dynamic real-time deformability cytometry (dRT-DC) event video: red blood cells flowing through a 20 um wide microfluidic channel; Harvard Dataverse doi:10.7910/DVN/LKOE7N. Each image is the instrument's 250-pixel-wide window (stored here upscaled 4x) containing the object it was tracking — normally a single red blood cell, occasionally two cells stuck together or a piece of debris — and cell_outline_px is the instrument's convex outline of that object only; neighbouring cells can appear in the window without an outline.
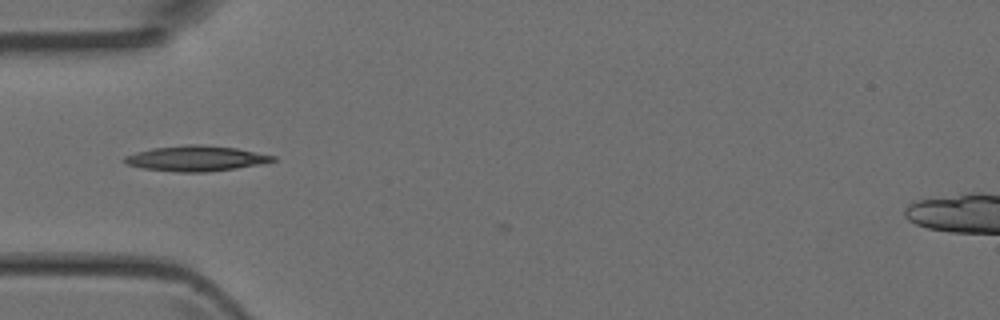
{"species": "Egyptian fruit bat (a non-hibernating species)", "species_latin": "Rousettus aegyptiacus", "temperature_condition": "room temperature", "stored_images_in_passage": 2, "camera_frame_rate_fps": 3000, "um_per_image_px": 0.085, "animal": {"sex": "female"}, "frame": {"image": 1, "passage_image": 1, "time_ms": 0.0, "image_size_px": [1000, 320], "cell_outline_px": [[276, 160], [260, 164], [236, 168], [208, 172], [176, 172], [144, 168], [124, 164], [124, 156], [136, 152], [152, 148], [184, 144], [196, 144], [236, 148], [276, 156]], "centroid_in_image_um": [16.63, 13.46], "position_along_channel_um": 68.4, "area_um2": 21.91}}